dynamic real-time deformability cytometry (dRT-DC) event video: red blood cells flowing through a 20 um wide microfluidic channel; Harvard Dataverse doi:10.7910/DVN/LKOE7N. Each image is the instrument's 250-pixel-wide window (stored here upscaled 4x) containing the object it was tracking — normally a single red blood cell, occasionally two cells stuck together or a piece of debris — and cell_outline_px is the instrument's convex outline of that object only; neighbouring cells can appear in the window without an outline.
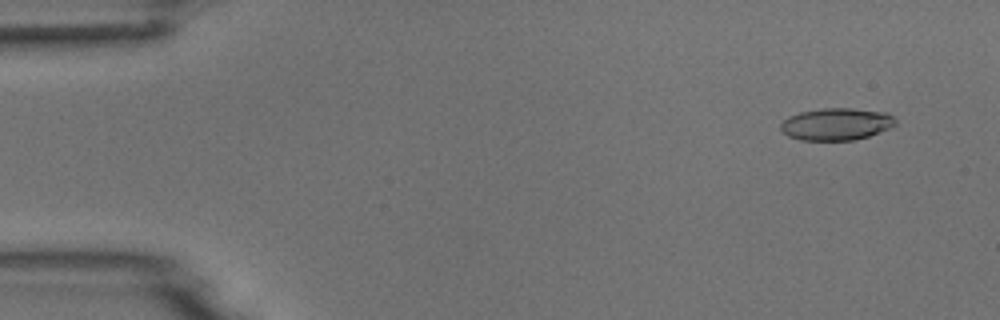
{"species": "common noctule bat (a hibernating species)", "species_latin": "Nyctalus noctula", "temperature_condition": "room temperature", "stored_images_in_passage": 7, "camera_frame_rate_fps": 3000, "um_per_image_px": 0.085, "animal": {"sex": "male", "body_mass_g": 18.8}, "frame": {"image": 1, "passage_image": 1, "time_ms": 0.0, "image_size_px": [1000, 320], "cell_outline_px": [[896, 124], [888, 128], [868, 136], [852, 140], [800, 140], [788, 136], [780, 128], [780, 124], [788, 116], [800, 112], [824, 108], [852, 108], [888, 112], [896, 120]], "centroid_in_image_um": [71.08, 10.54], "position_along_channel_um": 13.9, "area_um2": 21.44}}
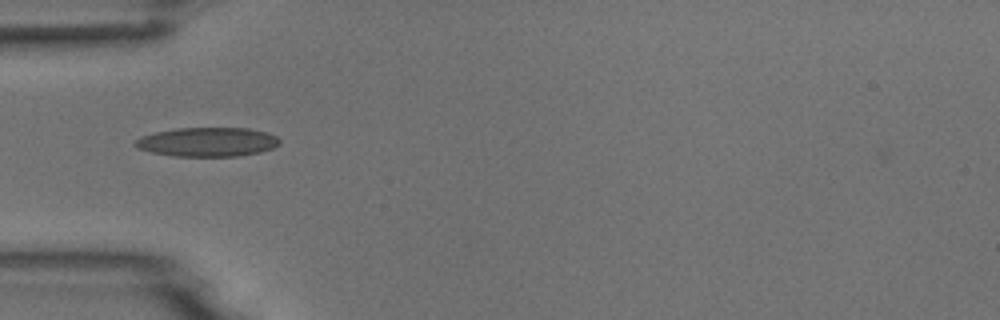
{"frame": {"image": 2, "passage_image": 4, "time_ms": 1.0, "image_size_px": [1000, 320], "cell_outline_px": [[280, 144], [272, 148], [260, 152], [240, 156], [172, 156], [152, 152], [136, 148], [132, 144], [140, 136], [156, 132], [176, 128], [248, 128], [268, 132], [276, 136], [280, 140]], "centroid_in_image_um": [17.63, 12.06], "position_along_channel_um": 67.4, "area_um2": 24.68}}